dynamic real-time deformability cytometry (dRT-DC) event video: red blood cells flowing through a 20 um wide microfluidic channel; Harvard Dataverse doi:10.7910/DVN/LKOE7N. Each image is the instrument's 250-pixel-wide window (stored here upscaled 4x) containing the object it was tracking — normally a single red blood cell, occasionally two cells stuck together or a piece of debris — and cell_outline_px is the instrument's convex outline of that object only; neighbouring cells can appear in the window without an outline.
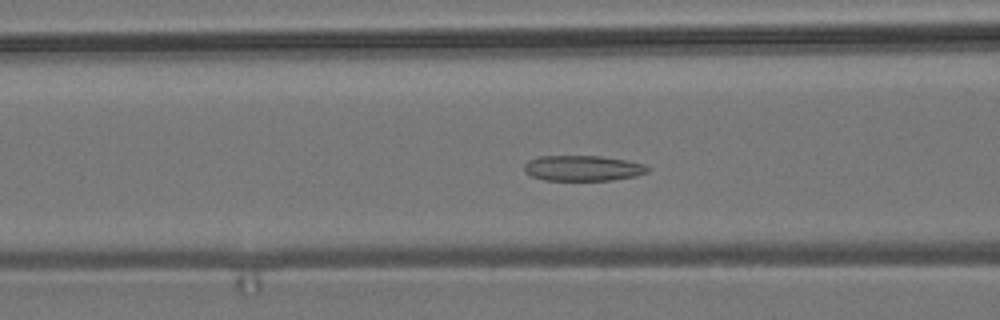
{"species": "common noctule bat (a hibernating species)", "species_latin": "Nyctalus noctula", "temperature_condition": "room temperature", "stored_images_in_passage": 53, "camera_frame_rate_fps": 3000, "um_per_image_px": 0.085, "animal": {"sex": "male", "body_mass_g": 19.2, "forearm_length_mm": 51.8}, "frame": {"image": 1, "passage_image": 19, "time_ms": 6.0, "image_size_px": [1000, 320], "cell_outline_px": [[652, 168], [648, 172], [636, 176], [612, 180], [544, 180], [532, 176], [524, 172], [524, 164], [528, 160], [540, 156], [600, 156], [624, 160], [644, 164]], "centroid_in_image_um": [49.54, 14.3], "position_along_channel_um": 117.1, "area_um2": 18.38}}
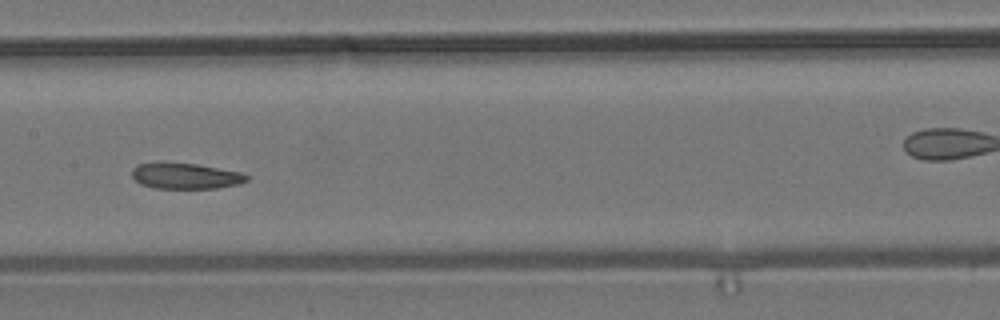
{"frame": {"image": 2, "passage_image": 25, "time_ms": 8.0, "image_size_px": [1000, 320], "cell_outline_px": [[248, 180], [236, 184], [216, 188], [152, 188], [140, 184], [132, 176], [132, 168], [136, 164], [164, 160], [196, 164], [240, 172], [248, 176]], "centroid_in_image_um": [15.67, 14.92], "position_along_channel_um": 191.7, "area_um2": 17.63}}
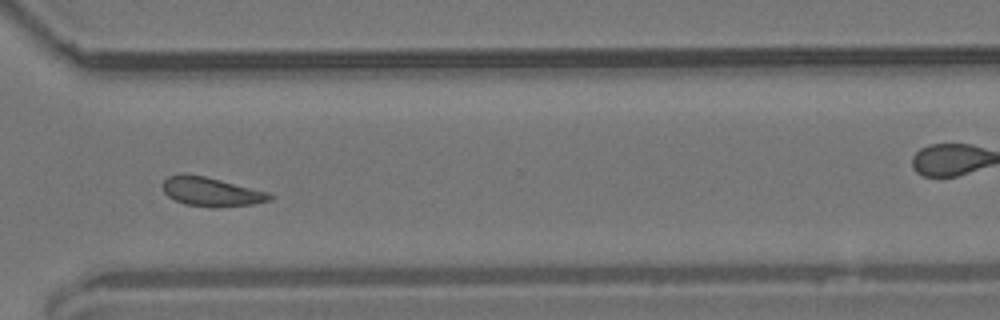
{"frame": {"image": 3, "passage_image": 38, "time_ms": 12.333, "image_size_px": [1000, 320], "cell_outline_px": [[276, 196], [272, 200], [252, 204], [184, 204], [168, 196], [164, 192], [160, 184], [168, 176], [180, 172], [184, 172], [204, 176], [272, 192]], "centroid_in_image_um": [17.95, 16.22], "position_along_channel_um": 352.6, "area_um2": 17.69}, "authors_computed_cell_mechanics": {"area_um2": 18.4382, "velocity_mm_per_s": 3.7284, "shape_relaxation_time_tau1_ms": 8.9606, "shape_relaxation_time_tau2_ms": 4.5363, "deformation_change_tau1": 0.1241, "deformation_change_tau2": 0.1076}}